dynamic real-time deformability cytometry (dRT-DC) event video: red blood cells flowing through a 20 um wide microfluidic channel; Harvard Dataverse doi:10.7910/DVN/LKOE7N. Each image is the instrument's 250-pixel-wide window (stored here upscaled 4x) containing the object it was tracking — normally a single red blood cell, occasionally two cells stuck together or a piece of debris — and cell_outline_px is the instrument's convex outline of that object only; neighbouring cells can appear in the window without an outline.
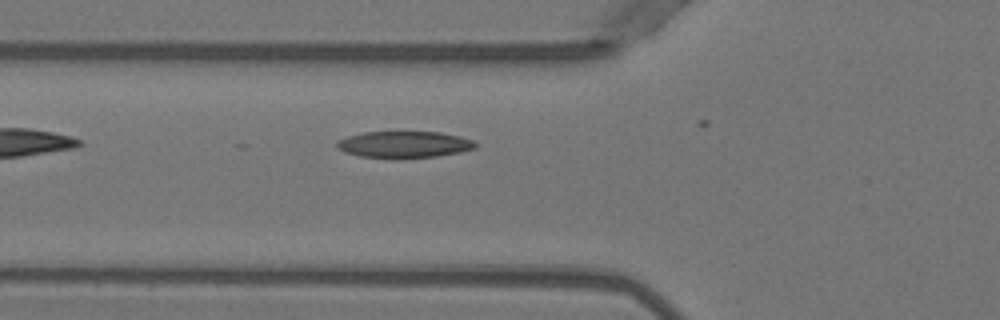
{"species": "Egyptian fruit bat (a non-hibernating species)", "species_latin": "Rousettus aegyptiacus", "temperature_condition": "warm", "stored_images_in_passage": 2, "camera_frame_rate_fps": 3000, "um_per_image_px": 0.085, "animal": {"sex": "female"}, "frame": {"image": 1, "passage_image": 2, "time_ms": 0.333, "image_size_px": [1000, 320], "cell_outline_px": [[476, 148], [460, 152], [436, 156], [396, 160], [360, 156], [344, 152], [336, 148], [336, 140], [348, 136], [364, 132], [440, 132], [460, 136], [472, 140], [476, 144]], "centroid_in_image_um": [34.31, 12.3], "position_along_channel_um": 91.5, "area_um2": 21.91}}